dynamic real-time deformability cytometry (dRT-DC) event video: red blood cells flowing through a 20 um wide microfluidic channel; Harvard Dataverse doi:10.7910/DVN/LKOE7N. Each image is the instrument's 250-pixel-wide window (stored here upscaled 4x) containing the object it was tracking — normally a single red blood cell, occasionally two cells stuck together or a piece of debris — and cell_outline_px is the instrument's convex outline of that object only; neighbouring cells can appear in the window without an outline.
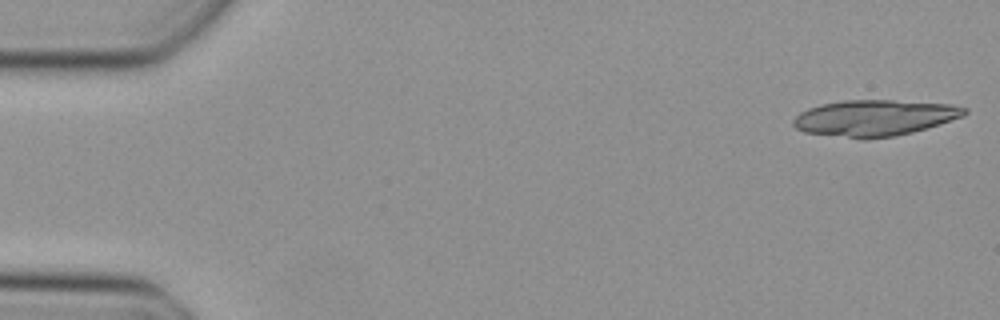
{"species": "Egyptian fruit bat (a non-hibernating species)", "species_latin": "Rousettus aegyptiacus", "temperature_condition": "cold", "stored_images_in_passage": 15, "camera_frame_rate_fps": 3000, "um_per_image_px": 0.085, "animal": {"sex": "female"}, "frame": {"image": 1, "passage_image": 1, "time_ms": 0.0, "image_size_px": [1000, 320], "cell_outline_px": [[968, 112], [964, 116], [940, 124], [912, 132], [896, 136], [860, 140], [804, 132], [796, 128], [792, 124], [792, 120], [800, 112], [808, 108], [820, 104], [844, 100], [892, 100], [952, 104], [968, 108]], "centroid_in_image_um": [74.32, 10.03], "position_along_channel_um": 10.7, "area_um2": 36.47}}